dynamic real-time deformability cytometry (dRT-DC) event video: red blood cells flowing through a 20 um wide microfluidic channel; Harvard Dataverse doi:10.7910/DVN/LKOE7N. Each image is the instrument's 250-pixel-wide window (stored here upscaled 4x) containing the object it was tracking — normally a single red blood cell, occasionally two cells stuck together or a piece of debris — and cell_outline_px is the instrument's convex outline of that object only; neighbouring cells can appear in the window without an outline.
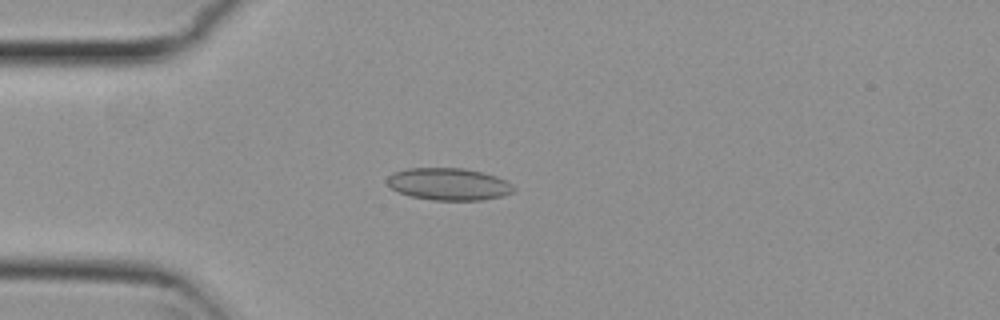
{"species": "common noctule bat (a hibernating species)", "species_latin": "Nyctalus noctula", "temperature_condition": "cold", "stored_images_in_passage": 45, "camera_frame_rate_fps": 3000, "um_per_image_px": 0.085, "animal": {"sex": "female", "body_mass_g": 29.2, "forearm_length_mm": 56.3}, "frame": {"image": 1, "passage_image": 5, "time_ms": 1.333, "image_size_px": [1000, 320], "cell_outline_px": [[516, 188], [512, 192], [504, 196], [480, 200], [432, 200], [412, 196], [400, 192], [392, 188], [384, 180], [392, 172], [408, 168], [464, 168], [496, 176], [512, 184]], "centroid_in_image_um": [38.13, 15.64], "position_along_channel_um": 46.9, "area_um2": 23.7}}
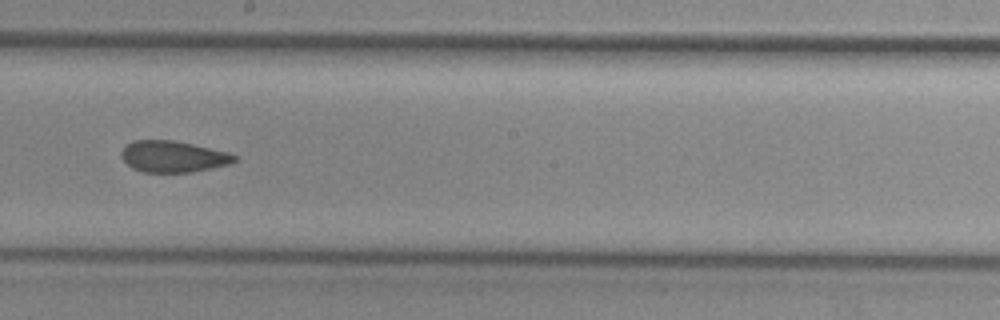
{"frame": {"image": 2, "passage_image": 21, "time_ms": 6.667, "image_size_px": [1000, 320], "cell_outline_px": [[236, 160], [228, 164], [192, 172], [144, 172], [132, 168], [120, 156], [120, 152], [132, 140], [172, 140], [192, 144], [228, 152], [236, 156]], "centroid_in_image_um": [14.68, 13.3], "position_along_channel_um": 233.5, "area_um2": 20.46}}
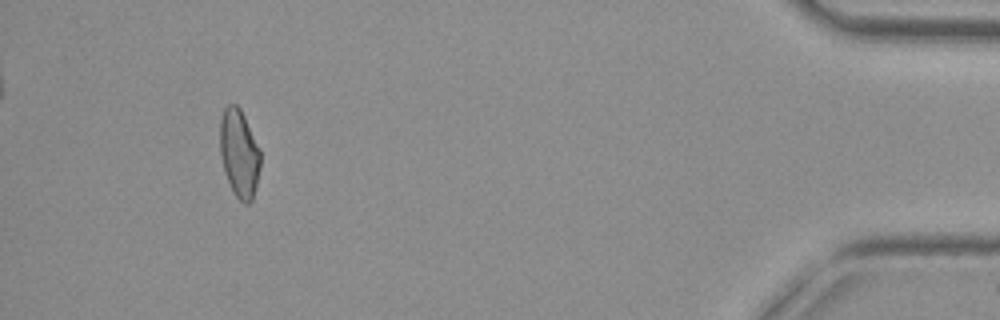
{"frame": {"image": 3, "passage_image": 41, "time_ms": 13.333, "image_size_px": [1000, 320], "cell_outline_px": [[260, 168], [252, 200], [248, 204], [244, 204], [236, 196], [224, 172], [220, 156], [220, 120], [224, 108], [228, 104], [236, 104], [240, 108], [260, 148]], "centroid_in_image_um": [20.33, 13.01], "position_along_channel_um": 414.9, "area_um2": 20.69}, "authors_computed_cell_mechanics": {"area_um2": 21.386, "velocity_mm_per_s": 3.7883, "shape_relaxation_time_tau1_ms": null, "shape_relaxation_time_tau2_ms": 2.4544, "deformation_change_tau1": null, "deformation_change_tau2": 0.0729}}